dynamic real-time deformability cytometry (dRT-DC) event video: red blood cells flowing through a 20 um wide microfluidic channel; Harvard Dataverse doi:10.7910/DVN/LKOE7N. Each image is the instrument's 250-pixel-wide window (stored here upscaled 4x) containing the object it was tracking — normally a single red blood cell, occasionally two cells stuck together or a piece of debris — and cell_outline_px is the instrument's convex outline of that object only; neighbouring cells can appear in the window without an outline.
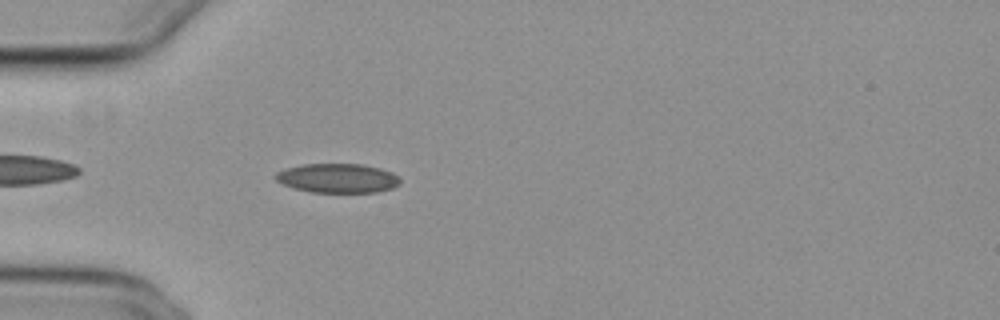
{"species": "common noctule bat (a hibernating species)", "species_latin": "Nyctalus noctula", "temperature_condition": "cold", "stored_images_in_passage": 42, "camera_frame_rate_fps": 3000, "um_per_image_px": 0.085, "animal": {"sex": "female", "body_mass_g": 29.2, "forearm_length_mm": 56.3}, "frame": {"image": 1, "passage_image": 3, "time_ms": 0.667, "image_size_px": [1000, 320], "cell_outline_px": [[400, 184], [392, 188], [376, 192], [312, 192], [292, 188], [276, 180], [272, 176], [276, 172], [288, 168], [304, 164], [360, 164], [380, 168], [392, 172], [400, 180]], "centroid_in_image_um": [28.68, 15.15], "position_along_channel_um": 56.3, "area_um2": 21.15}}
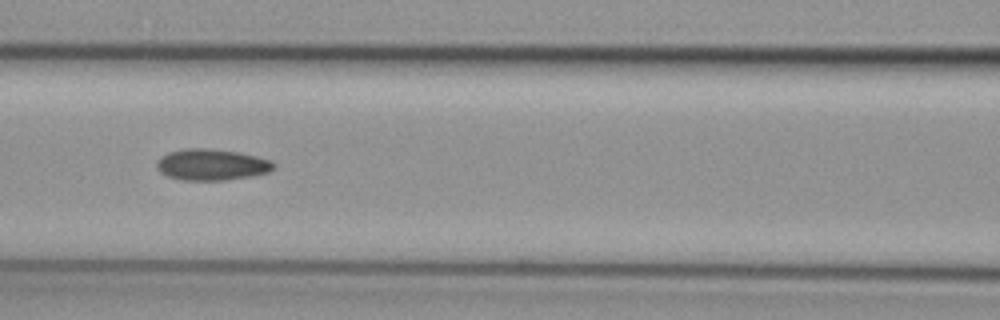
{"frame": {"image": 2, "passage_image": 11, "time_ms": 3.333, "image_size_px": [1000, 320], "cell_outline_px": [[276, 168], [268, 172], [252, 176], [224, 180], [180, 180], [168, 176], [160, 172], [156, 168], [156, 164], [168, 152], [188, 148], [204, 148], [236, 152], [256, 156], [272, 160], [276, 164]], "centroid_in_image_um": [18.03, 14.0], "position_along_channel_um": 148.6, "area_um2": 21.21}}
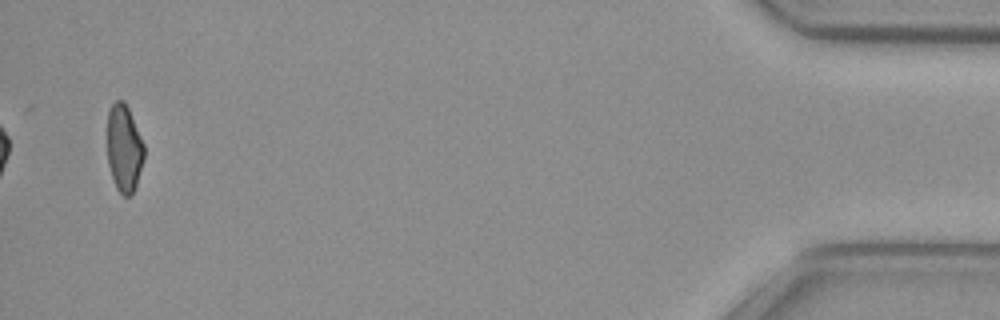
{"frame": {"image": 3, "passage_image": 40, "time_ms": 13.0, "image_size_px": [1000, 320], "cell_outline_px": [[144, 160], [132, 196], [120, 196], [116, 188], [108, 164], [108, 112], [112, 104], [116, 100], [124, 100], [128, 108], [144, 144]], "centroid_in_image_um": [10.55, 12.64], "position_along_channel_um": 424.6, "area_um2": 18.73}, "authors_computed_cell_mechanics": {"area_um2": 20.6924, "velocity_mm_per_s": 3.7358, "shape_relaxation_time_tau1_ms": 7.6319, "shape_relaxation_time_tau2_ms": 3.6378, "deformation_change_tau1": 0.1382, "deformation_change_tau2": 0.0862}}